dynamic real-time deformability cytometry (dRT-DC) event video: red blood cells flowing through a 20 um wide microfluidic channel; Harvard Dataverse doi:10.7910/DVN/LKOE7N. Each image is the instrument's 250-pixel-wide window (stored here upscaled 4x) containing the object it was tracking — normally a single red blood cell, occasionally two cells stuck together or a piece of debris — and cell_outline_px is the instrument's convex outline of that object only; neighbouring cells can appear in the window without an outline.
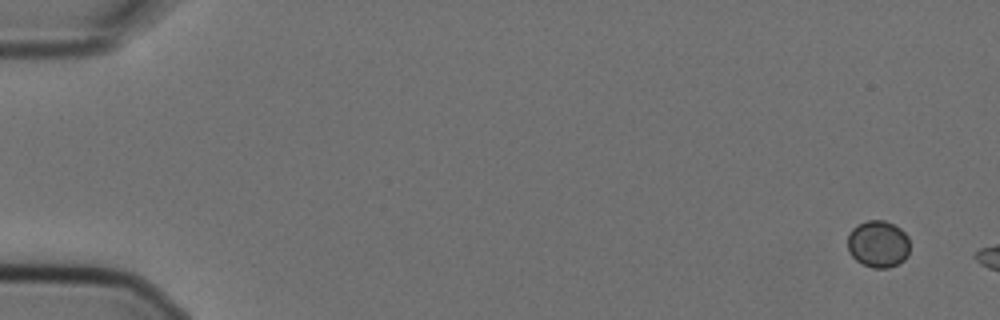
{"species": "Egyptian fruit bat (a non-hibernating species)", "species_latin": "Rousettus aegyptiacus", "temperature_condition": "cold", "stored_images_in_passage": 3, "camera_frame_rate_fps": 3000, "um_per_image_px": 0.085, "animal": {"sex": "female"}, "frame": {"image": 1, "passage_image": 1, "time_ms": 0.0, "image_size_px": [1000, 320], "cell_outline_px": [[908, 256], [904, 260], [888, 268], [872, 268], [856, 260], [848, 252], [848, 236], [852, 228], [868, 220], [884, 220], [900, 228], [908, 236]], "centroid_in_image_um": [74.64, 20.74], "position_along_channel_um": 10.4, "area_um2": 16.94}}